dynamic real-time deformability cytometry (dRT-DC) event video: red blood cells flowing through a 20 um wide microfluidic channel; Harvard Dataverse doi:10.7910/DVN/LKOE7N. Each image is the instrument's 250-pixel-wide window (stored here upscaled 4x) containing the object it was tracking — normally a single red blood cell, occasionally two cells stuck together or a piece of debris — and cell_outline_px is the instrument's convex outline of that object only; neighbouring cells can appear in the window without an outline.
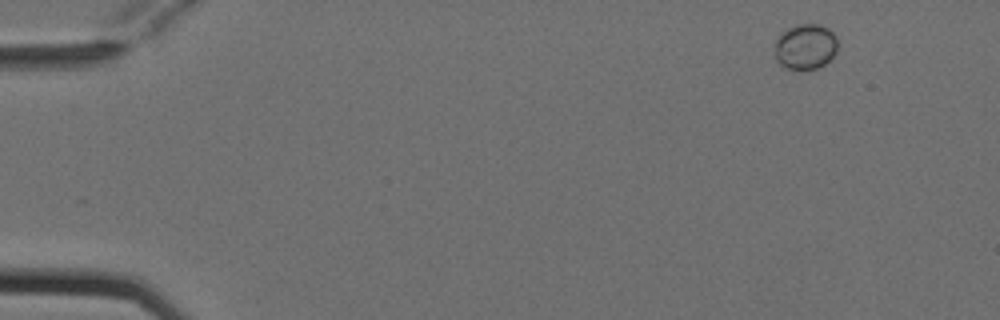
{"species": "Egyptian fruit bat (a non-hibernating species)", "species_latin": "Rousettus aegyptiacus", "temperature_condition": "cold", "stored_images_in_passage": 4, "camera_frame_rate_fps": 3000, "um_per_image_px": 0.085, "animal": {"sex": "female"}, "frame": {"image": 1, "passage_image": 1, "time_ms": 0.0, "image_size_px": [1000, 320], "cell_outline_px": [[836, 52], [824, 64], [816, 68], [800, 72], [784, 68], [776, 60], [776, 40], [780, 32], [796, 24], [816, 24], [828, 28], [836, 36]], "centroid_in_image_um": [68.43, 3.99], "position_along_channel_um": 16.6, "area_um2": 16.88}}